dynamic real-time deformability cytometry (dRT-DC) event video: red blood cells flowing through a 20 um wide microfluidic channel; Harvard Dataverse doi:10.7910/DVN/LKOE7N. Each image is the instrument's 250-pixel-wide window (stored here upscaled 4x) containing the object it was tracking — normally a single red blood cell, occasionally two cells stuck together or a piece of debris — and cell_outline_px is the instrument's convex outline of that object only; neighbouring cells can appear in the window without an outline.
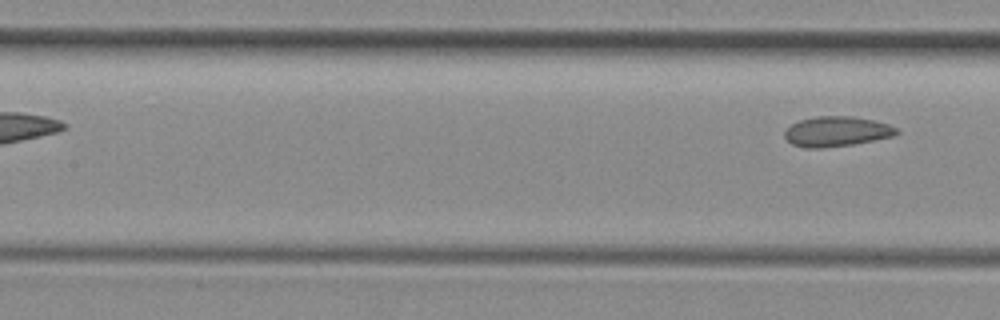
{"species": "common noctule bat (a hibernating species)", "species_latin": "Nyctalus noctula", "temperature_condition": "room temperature", "stored_images_in_passage": 4, "segment_of_instrument_passage": [2, 2], "camera_frame_rate_fps": 3000, "um_per_image_px": 0.085, "animal": {"sex": "female", "body_mass_g": 29.2, "forearm_length_mm": 56.3}, "frame": {"image": 1, "passage_image": 4, "time_ms": 1.0, "image_size_px": [1000, 320], "cell_outline_px": [[900, 132], [892, 136], [852, 144], [824, 148], [804, 148], [792, 144], [784, 136], [784, 132], [792, 124], [800, 120], [816, 116], [852, 116], [872, 120], [888, 124], [896, 128]], "centroid_in_image_um": [71.08, 11.17], "position_along_channel_um": 136.3, "area_um2": 19.42}}